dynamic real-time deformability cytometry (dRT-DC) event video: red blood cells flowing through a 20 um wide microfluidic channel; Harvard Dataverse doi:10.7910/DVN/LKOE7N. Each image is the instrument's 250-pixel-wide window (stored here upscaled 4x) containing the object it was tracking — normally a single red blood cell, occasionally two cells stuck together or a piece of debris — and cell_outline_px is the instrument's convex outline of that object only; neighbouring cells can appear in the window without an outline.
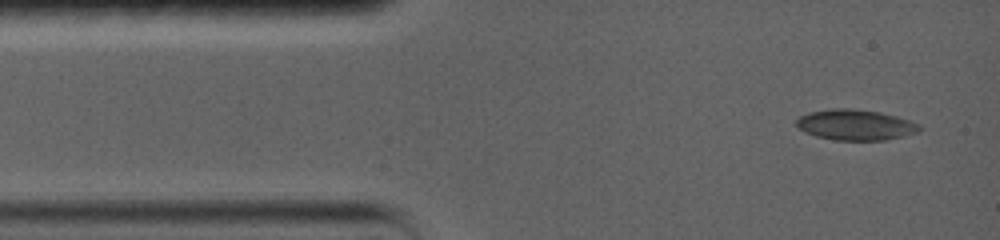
{"species": "common noctule bat (a hibernating species)", "species_latin": "Nyctalus noctula", "temperature_condition": "warm", "stored_images_in_passage": 3, "camera_frame_rate_fps": 5000, "um_per_image_px": 0.085, "animal": {"sex": "female", "body_mass_g": 19.0, "forearm_length_mm": 56.7}, "frame": {"image": 1, "passage_image": 1, "time_ms": 0.0, "image_size_px": [1000, 240], "cell_outline_px": [[920, 132], [884, 140], [832, 140], [816, 136], [804, 132], [796, 124], [796, 120], [800, 116], [808, 112], [832, 108], [848, 108], [880, 112], [896, 116], [920, 124]], "centroid_in_image_um": [72.7, 10.61], "position_along_channel_um": 12.3, "area_um2": 21.96}}
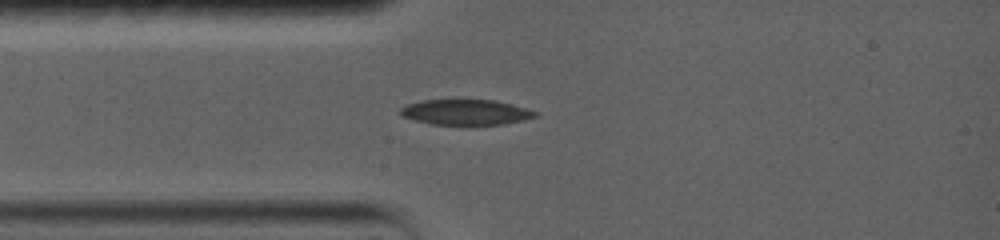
{"frame": {"image": 2, "passage_image": 3, "time_ms": 2.4, "image_size_px": [1000, 240], "cell_outline_px": [[540, 116], [524, 120], [504, 124], [468, 128], [432, 124], [416, 120], [404, 116], [400, 112], [400, 108], [408, 104], [420, 100], [496, 100], [528, 108], [540, 112]], "centroid_in_image_um": [39.69, 9.58], "position_along_channel_um": 45.3, "area_um2": 20.98}}